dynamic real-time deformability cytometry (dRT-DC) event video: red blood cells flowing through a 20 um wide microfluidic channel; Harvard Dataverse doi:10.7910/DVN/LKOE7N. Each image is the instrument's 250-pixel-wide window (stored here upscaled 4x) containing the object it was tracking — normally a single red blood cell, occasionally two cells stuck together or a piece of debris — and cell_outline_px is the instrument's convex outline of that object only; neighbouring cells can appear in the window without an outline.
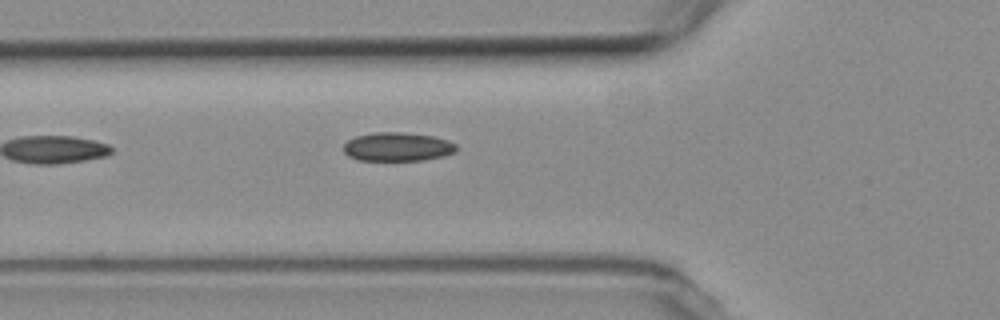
{"species": "common noctule bat (a hibernating species)", "species_latin": "Nyctalus noctula", "temperature_condition": "room temperature", "stored_images_in_passage": 6, "camera_frame_rate_fps": 3000, "um_per_image_px": 0.085, "animal": {"sex": "female", "body_mass_g": 19.3, "forearm_length_mm": 54.1}, "frame": {"image": 1, "passage_image": 6, "time_ms": 6.0, "image_size_px": [1000, 320], "cell_outline_px": [[456, 152], [444, 156], [424, 160], [356, 160], [348, 156], [344, 152], [344, 144], [348, 140], [356, 136], [372, 132], [400, 132], [432, 136], [448, 140], [456, 144]], "centroid_in_image_um": [33.78, 12.48], "position_along_channel_um": 92.0, "area_um2": 18.96}}